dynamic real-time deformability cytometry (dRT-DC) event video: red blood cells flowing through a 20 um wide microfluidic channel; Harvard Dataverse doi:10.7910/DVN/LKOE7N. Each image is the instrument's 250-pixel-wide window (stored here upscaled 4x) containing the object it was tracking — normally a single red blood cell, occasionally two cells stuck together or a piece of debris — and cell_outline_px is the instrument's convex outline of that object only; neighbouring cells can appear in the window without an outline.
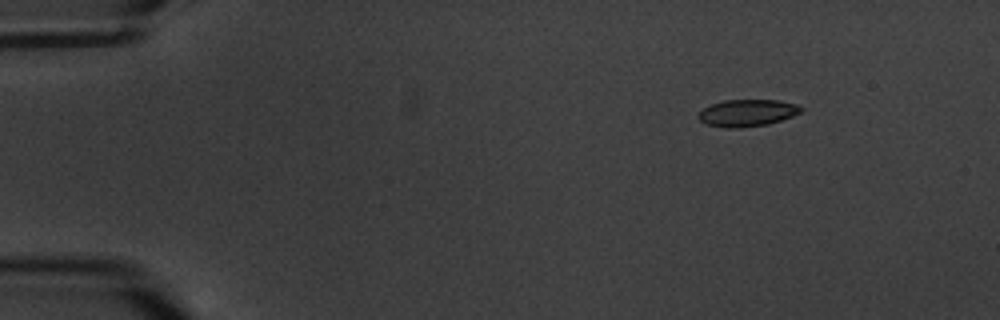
{"species": "common noctule bat (a hibernating species)", "species_latin": "Nyctalus noctula", "temperature_condition": "warm", "stored_images_in_passage": 5, "camera_frame_rate_fps": 3000, "um_per_image_px": 0.085, "animal": {"sex": "male", "body_mass_g": 20.1, "forearm_length_mm": 53.5}, "frame": {"image": 1, "passage_image": 1, "time_ms": 0.0, "image_size_px": [1000, 320], "cell_outline_px": [[804, 108], [800, 112], [792, 116], [768, 124], [740, 128], [724, 128], [704, 124], [696, 116], [704, 108], [712, 104], [724, 100], [780, 100], [796, 104]], "centroid_in_image_um": [63.49, 9.6], "position_along_channel_um": 21.5, "area_um2": 16.18}}